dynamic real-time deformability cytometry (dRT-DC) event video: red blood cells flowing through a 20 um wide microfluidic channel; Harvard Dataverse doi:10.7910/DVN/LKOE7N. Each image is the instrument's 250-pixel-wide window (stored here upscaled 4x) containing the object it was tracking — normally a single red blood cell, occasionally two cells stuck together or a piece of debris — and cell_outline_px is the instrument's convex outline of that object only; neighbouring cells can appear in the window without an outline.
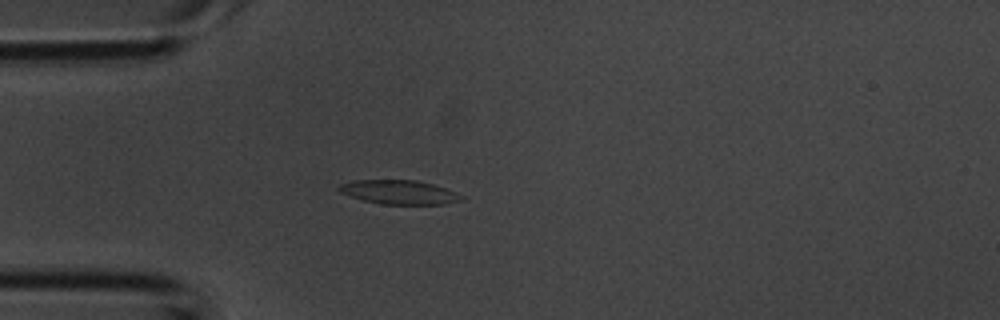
{"species": "common noctule bat (a hibernating species)", "species_latin": "Nyctalus noctula", "temperature_condition": "room temperature", "stored_images_in_passage": 1, "camera_frame_rate_fps": 3000, "um_per_image_px": 0.085, "animal": {"sex": "male", "body_mass_g": 20.1, "forearm_length_mm": 53.5}, "frame": {"image": 1, "passage_image": 1, "time_ms": 0.0, "image_size_px": [1000, 320], "cell_outline_px": [[464, 200], [444, 204], [380, 204], [364, 200], [340, 192], [336, 188], [340, 184], [352, 180], [416, 180], [432, 184], [456, 192], [464, 196]], "centroid_in_image_um": [33.93, 16.33], "position_along_channel_um": 51.1, "area_um2": 17.11}}